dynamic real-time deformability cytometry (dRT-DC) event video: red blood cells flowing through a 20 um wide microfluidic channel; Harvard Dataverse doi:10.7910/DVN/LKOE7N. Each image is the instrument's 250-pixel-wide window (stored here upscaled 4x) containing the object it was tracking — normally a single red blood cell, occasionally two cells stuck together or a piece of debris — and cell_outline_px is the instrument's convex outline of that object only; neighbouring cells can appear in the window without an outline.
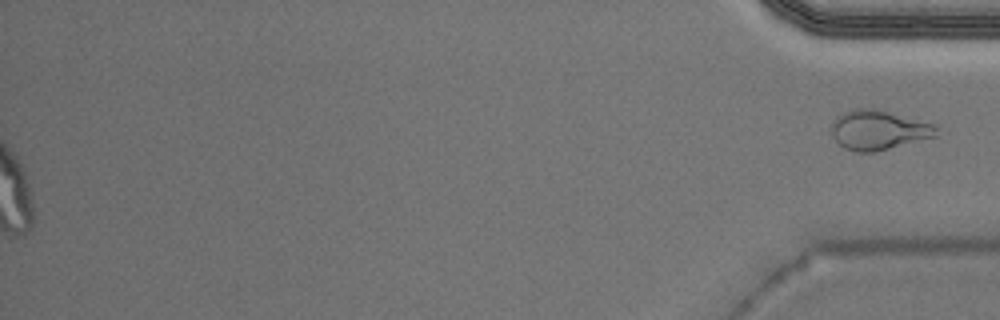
{"species": "Egyptian fruit bat (a non-hibernating species)", "species_latin": "Rousettus aegyptiacus", "temperature_condition": "warm", "stored_images_in_passage": 53, "segment_of_instrument_passage": [2, 2], "camera_frame_rate_fps": 3000, "um_per_image_px": 0.085, "animal": {"sex": "male"}, "frame": {"image": 1, "passage_image": 53, "time_ms": 17.333, "image_size_px": [1000, 320], "cell_outline_px": [[936, 136], [876, 152], [856, 152], [844, 148], [832, 136], [832, 124], [836, 116], [852, 108], [880, 108], [936, 124]], "centroid_in_image_um": [74.67, 11.02], "position_along_channel_um": 360.5, "area_um2": 24.51}}